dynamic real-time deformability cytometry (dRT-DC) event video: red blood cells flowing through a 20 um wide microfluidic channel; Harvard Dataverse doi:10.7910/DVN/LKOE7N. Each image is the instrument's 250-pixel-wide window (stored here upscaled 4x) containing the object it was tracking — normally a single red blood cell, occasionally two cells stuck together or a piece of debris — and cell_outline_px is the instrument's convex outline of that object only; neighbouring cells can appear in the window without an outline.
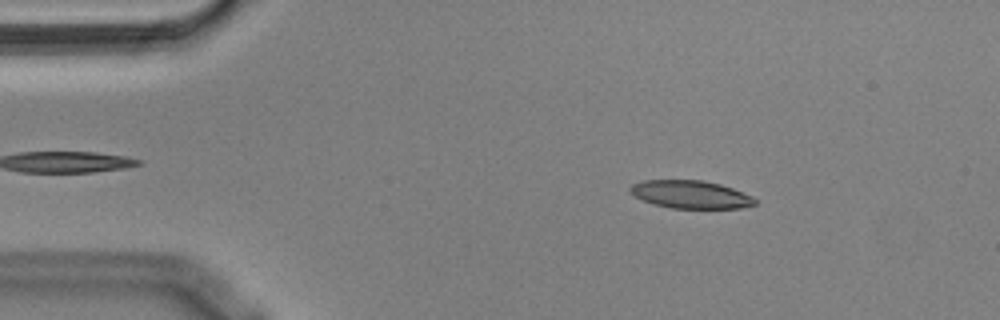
{"species": "Egyptian fruit bat (a non-hibernating species)", "species_latin": "Rousettus aegyptiacus", "temperature_condition": "cold", "stored_images_in_passage": 46, "camera_frame_rate_fps": 3000, "um_per_image_px": 0.085, "animal": {"sex": "male"}, "frame": {"image": 1, "passage_image": 8, "time_ms": 2.333, "image_size_px": [1000, 320], "cell_outline_px": [[756, 204], [740, 208], [672, 208], [656, 204], [644, 200], [628, 192], [628, 188], [632, 184], [644, 180], [700, 180], [720, 184], [732, 188], [752, 196], [756, 200]], "centroid_in_image_um": [58.69, 16.52], "position_along_channel_um": 26.3, "area_um2": 20.11}}
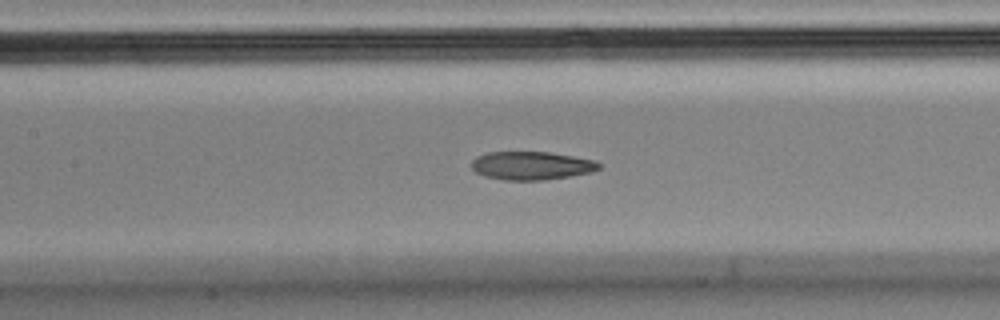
{"frame": {"image": 2, "passage_image": 24, "time_ms": 7.667, "image_size_px": [1000, 320], "cell_outline_px": [[600, 168], [592, 172], [544, 180], [504, 180], [484, 176], [476, 172], [472, 168], [472, 160], [476, 156], [488, 152], [548, 152], [596, 160], [600, 164]], "centroid_in_image_um": [45.16, 14.08], "position_along_channel_um": 162.2, "area_um2": 20.98}}
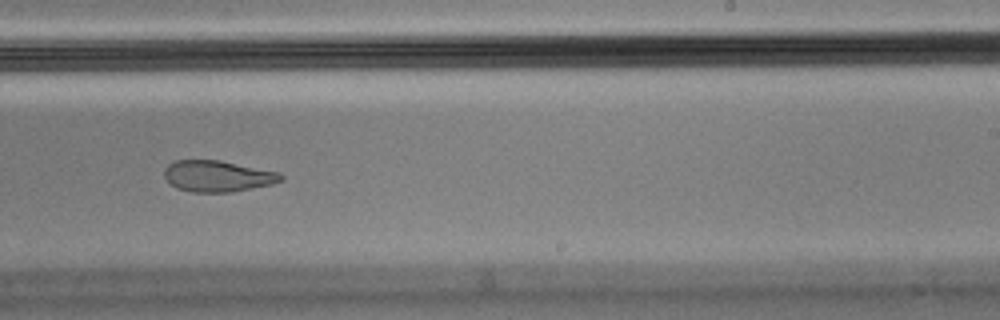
{"frame": {"image": 3, "passage_image": 33, "time_ms": 10.667, "image_size_px": [1000, 320], "cell_outline_px": [[284, 180], [272, 184], [232, 192], [192, 192], [176, 188], [164, 176], [164, 168], [168, 164], [176, 160], [220, 160], [280, 172], [284, 176]], "centroid_in_image_um": [18.52, 14.97], "position_along_channel_um": 270.5, "area_um2": 21.33}, "authors_computed_cell_mechanics": {"area_um2": 21.9929, "velocity_mm_per_s": 3.6255, "shape_relaxation_time_tau1_ms": null, "shape_relaxation_time_tau2_ms": 3.6785, "deformation_change_tau1": null, "deformation_change_tau2": 0.1148}}